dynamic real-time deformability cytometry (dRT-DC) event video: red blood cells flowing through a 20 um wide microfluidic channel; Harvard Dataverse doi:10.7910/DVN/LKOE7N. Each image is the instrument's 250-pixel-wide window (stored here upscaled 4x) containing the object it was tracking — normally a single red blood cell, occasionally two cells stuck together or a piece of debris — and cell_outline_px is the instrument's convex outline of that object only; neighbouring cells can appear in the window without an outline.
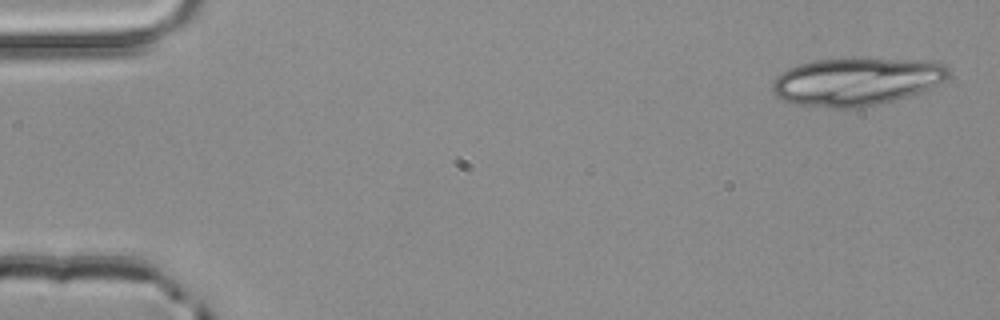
{"species": "common noctule bat (a hibernating species)", "species_latin": "Nyctalus noctula", "temperature_condition": "room temperature", "stored_images_in_passage": 4, "camera_frame_rate_fps": 3000, "um_per_image_px": 0.085, "animal": {"sex": "male", "body_mass_g": 20.4}, "frame": {"image": 1, "passage_image": 1, "time_ms": 0.0, "image_size_px": [1000, 320], "cell_outline_px": [[952, 72], [944, 80], [920, 92], [908, 96], [880, 104], [856, 108], [832, 108], [788, 104], [780, 100], [772, 92], [772, 84], [776, 76], [788, 68], [812, 60], [852, 56], [932, 60], [948, 64]], "centroid_in_image_um": [72.8, 6.89], "position_along_channel_um": 12.2, "area_um2": 50.86}}